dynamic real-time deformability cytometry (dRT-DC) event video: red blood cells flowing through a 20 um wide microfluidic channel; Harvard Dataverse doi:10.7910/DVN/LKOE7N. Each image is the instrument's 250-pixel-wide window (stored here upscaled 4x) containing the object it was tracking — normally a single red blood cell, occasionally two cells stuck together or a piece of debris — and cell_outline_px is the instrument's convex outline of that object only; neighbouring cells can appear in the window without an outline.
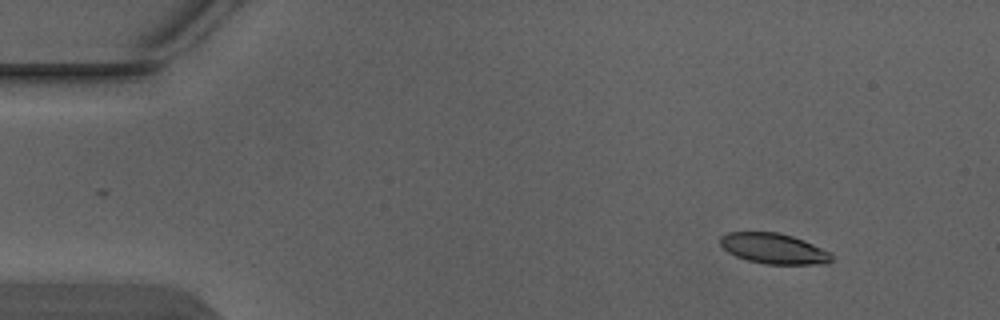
{"species": "Egyptian fruit bat (a non-hibernating species)", "species_latin": "Rousettus aegyptiacus", "temperature_condition": "warm", "stored_images_in_passage": 5, "camera_frame_rate_fps": 3000, "um_per_image_px": 0.085, "animal": {"sex": "male"}, "frame": {"image": 1, "passage_image": 1, "time_ms": 0.0, "image_size_px": [1000, 320], "cell_outline_px": [[832, 260], [828, 264], [764, 264], [748, 260], [736, 256], [728, 252], [720, 244], [720, 236], [728, 232], [776, 232], [792, 236], [804, 240], [832, 252]], "centroid_in_image_um": [65.79, 21.13], "position_along_channel_um": 19.2, "area_um2": 19.88}}
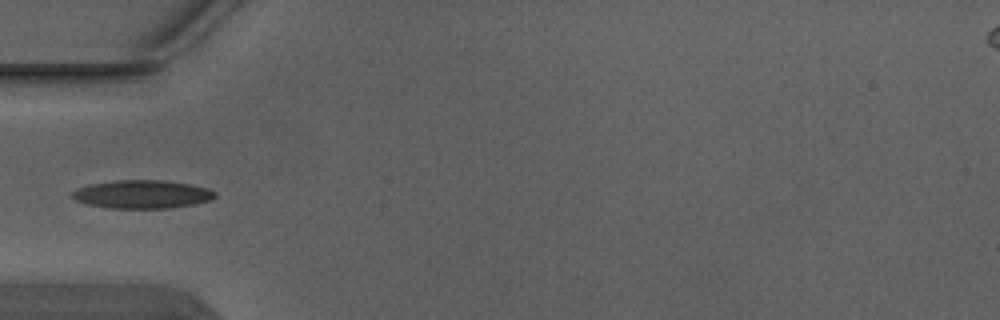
{"frame": {"image": 2, "passage_image": 4, "time_ms": 1.0, "image_size_px": [1000, 320], "cell_outline_px": [[216, 196], [212, 200], [172, 208], [108, 208], [88, 204], [76, 200], [72, 196], [72, 192], [76, 188], [92, 184], [116, 180], [164, 180], [192, 184], [208, 188], [216, 192]], "centroid_in_image_um": [12.12, 16.51], "position_along_channel_um": 72.9, "area_um2": 23.58}}
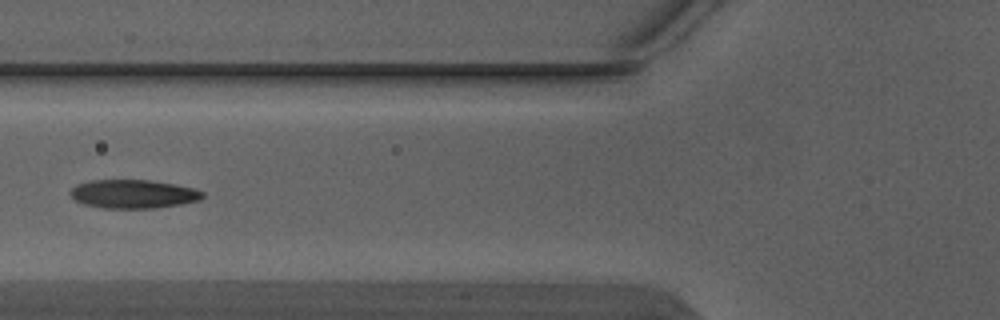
{"frame": {"image": 3, "passage_image": 5, "time_ms": 1.333, "image_size_px": [1000, 320], "cell_outline_px": [[204, 196], [200, 200], [180, 204], [152, 208], [104, 208], [84, 204], [76, 200], [68, 192], [76, 184], [88, 180], [152, 180], [196, 188], [204, 192]], "centroid_in_image_um": [11.33, 16.48], "position_along_channel_um": 114.5, "area_um2": 22.14}}